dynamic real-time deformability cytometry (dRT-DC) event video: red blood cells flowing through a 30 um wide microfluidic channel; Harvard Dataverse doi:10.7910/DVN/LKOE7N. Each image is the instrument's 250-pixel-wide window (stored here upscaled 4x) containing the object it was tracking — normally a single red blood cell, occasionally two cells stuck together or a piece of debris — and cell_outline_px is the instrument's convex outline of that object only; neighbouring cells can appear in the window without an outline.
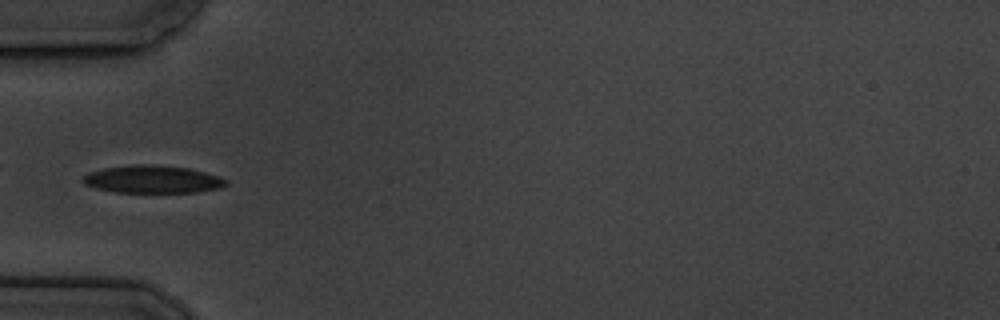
{"species": "common noctule bat (a hibernating species)", "species_latin": "Nyctalus noctula", "temperature_condition": "cold", "stored_images_in_passage": 6, "camera_frame_rate_fps": 3000, "um_per_image_px": 0.085, "animal": {"sex": "male", "body_mass_g": 19.5, "forearm_length_mm": 54.6}, "frame": {"image": 1, "passage_image": 5, "time_ms": 4.667, "image_size_px": [1000, 320], "cell_outline_px": [[228, 184], [220, 188], [196, 192], [116, 192], [96, 188], [84, 184], [80, 180], [80, 176], [88, 172], [104, 168], [132, 164], [160, 164], [188, 168], [220, 176], [228, 180]], "centroid_in_image_um": [12.94, 15.23], "position_along_channel_um": 72.1, "area_um2": 23.41}}